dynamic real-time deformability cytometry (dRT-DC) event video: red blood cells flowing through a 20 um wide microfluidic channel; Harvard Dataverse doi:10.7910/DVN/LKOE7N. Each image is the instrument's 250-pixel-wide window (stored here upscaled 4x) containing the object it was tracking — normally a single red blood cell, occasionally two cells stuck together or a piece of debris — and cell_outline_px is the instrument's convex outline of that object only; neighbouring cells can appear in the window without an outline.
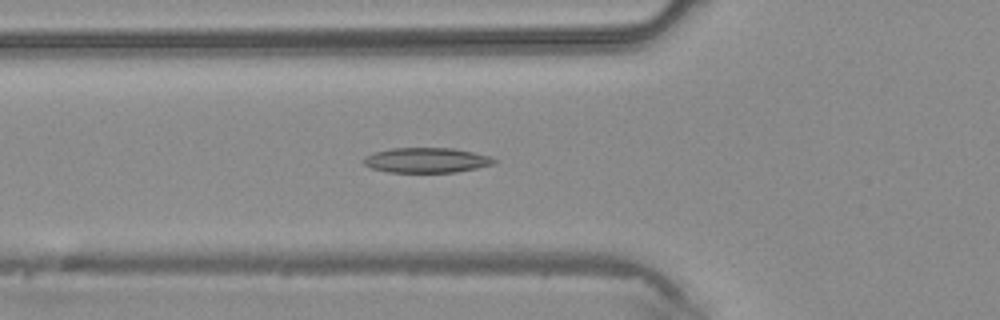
{"species": "common noctule bat (a hibernating species)", "species_latin": "Nyctalus noctula", "temperature_condition": "warm", "stored_images_in_passage": 30, "camera_frame_rate_fps": 3000, "um_per_image_px": 0.085, "animal": {"sex": "male", "body_mass_g": 20.4}, "frame": {"image": 1, "passage_image": 2, "time_ms": 0.333, "image_size_px": [1000, 320], "cell_outline_px": [[500, 160], [496, 164], [456, 172], [388, 172], [368, 168], [360, 160], [364, 156], [376, 152], [392, 148], [456, 148], [488, 156]], "centroid_in_image_um": [36.24, 13.62], "position_along_channel_um": 89.6, "area_um2": 19.25}}
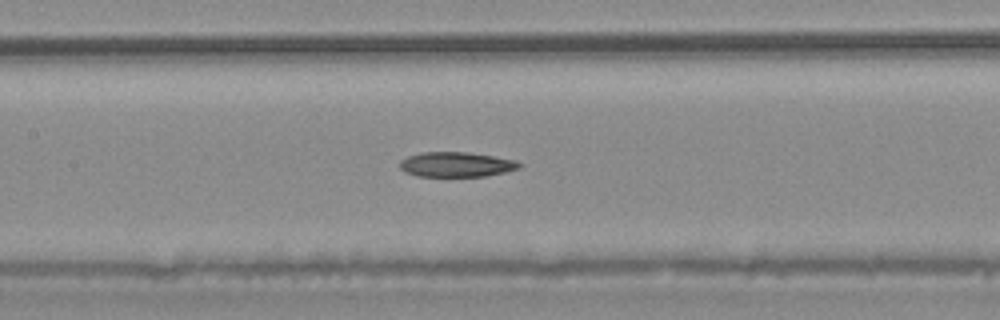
{"frame": {"image": 2, "passage_image": 7, "time_ms": 2.0, "image_size_px": [1000, 320], "cell_outline_px": [[524, 164], [520, 168], [504, 172], [484, 176], [416, 176], [404, 172], [400, 168], [400, 160], [408, 156], [424, 152], [468, 152], [516, 160]], "centroid_in_image_um": [38.79, 13.98], "position_along_channel_um": 168.6, "area_um2": 17.34}}
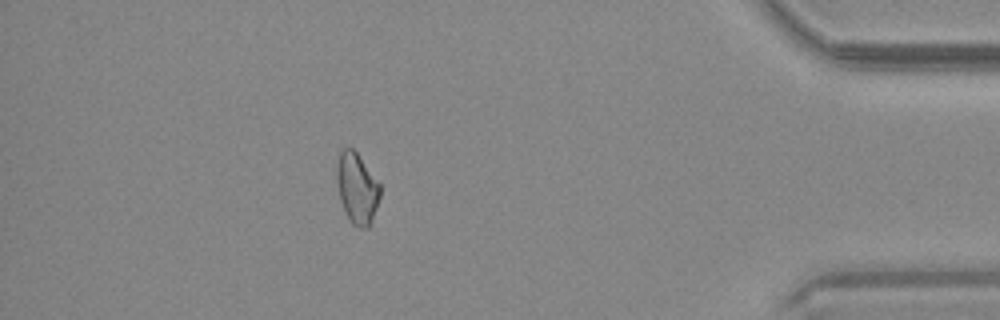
{"frame": {"image": 3, "passage_image": 25, "time_ms": 8.0, "image_size_px": [1000, 320], "cell_outline_px": [[380, 196], [372, 220], [368, 228], [356, 228], [352, 224], [340, 200], [336, 180], [336, 164], [340, 152], [344, 148], [352, 148], [356, 152], [380, 184]], "centroid_in_image_um": [30.33, 16.01], "position_along_channel_um": 404.9, "area_um2": 17.74}}